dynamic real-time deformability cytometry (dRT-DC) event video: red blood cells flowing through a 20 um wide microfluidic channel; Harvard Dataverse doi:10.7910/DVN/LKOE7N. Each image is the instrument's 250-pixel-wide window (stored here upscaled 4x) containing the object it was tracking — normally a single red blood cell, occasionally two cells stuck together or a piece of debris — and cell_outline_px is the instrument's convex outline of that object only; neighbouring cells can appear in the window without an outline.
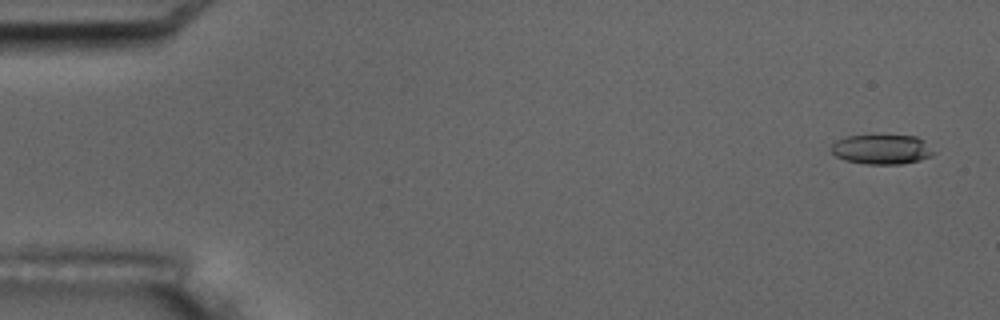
{"species": "common noctule bat (a hibernating species)", "species_latin": "Nyctalus noctula", "temperature_condition": "room temperature", "stored_images_in_passage": 11, "camera_frame_rate_fps": 3000, "um_per_image_px": 0.085, "animal": {"sex": "male", "body_mass_g": 17.5, "forearm_length_mm": 52.3}, "frame": {"image": 1, "passage_image": 1, "time_ms": 0.0, "image_size_px": [1000, 320], "cell_outline_px": [[936, 152], [932, 156], [920, 160], [900, 164], [864, 164], [844, 160], [836, 156], [832, 152], [832, 144], [836, 140], [848, 136], [916, 136], [924, 140]], "centroid_in_image_um": [74.97, 12.71], "position_along_channel_um": 10.0, "area_um2": 17.69}}
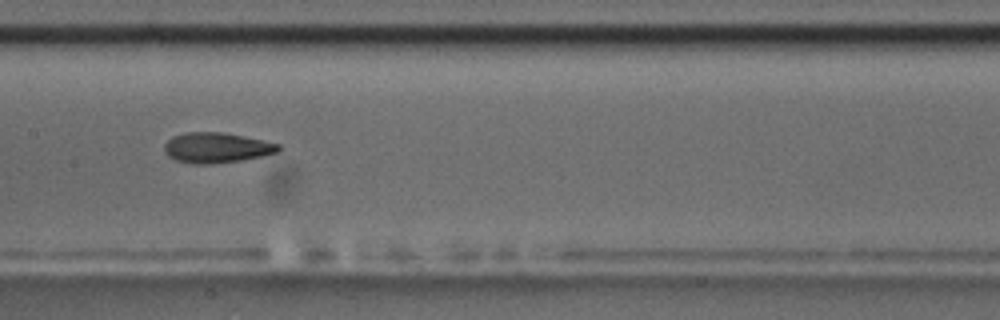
{"frame": {"image": 2, "passage_image": 8, "time_ms": 9.0, "image_size_px": [1000, 320], "cell_outline_px": [[280, 148], [276, 152], [260, 156], [240, 160], [208, 164], [192, 164], [176, 160], [168, 156], [164, 152], [164, 144], [172, 136], [188, 132], [224, 132], [264, 140], [280, 144]], "centroid_in_image_um": [18.37, 12.54], "position_along_channel_um": 189.0, "area_um2": 20.06}}